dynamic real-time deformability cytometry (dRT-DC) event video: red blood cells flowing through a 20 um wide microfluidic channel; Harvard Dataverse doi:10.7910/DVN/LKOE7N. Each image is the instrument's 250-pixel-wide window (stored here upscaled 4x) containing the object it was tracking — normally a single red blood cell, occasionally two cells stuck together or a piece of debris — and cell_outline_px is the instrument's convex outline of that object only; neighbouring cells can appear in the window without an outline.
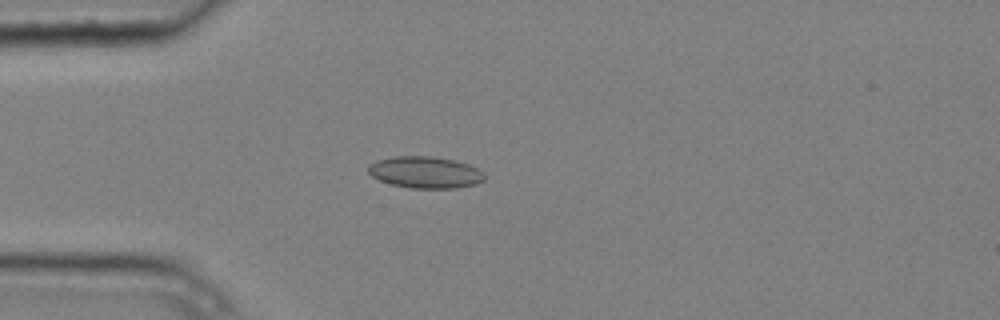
{"species": "common noctule bat (a hibernating species)", "species_latin": "Nyctalus noctula", "temperature_condition": "cold", "stored_images_in_passage": 4, "camera_frame_rate_fps": 3000, "um_per_image_px": 0.085, "animal": {"sex": "male", "body_mass_g": 20.4}, "frame": {"image": 1, "passage_image": 4, "time_ms": 1.0, "image_size_px": [1000, 320], "cell_outline_px": [[484, 180], [476, 184], [456, 188], [412, 188], [392, 184], [380, 180], [372, 176], [368, 172], [368, 164], [376, 160], [392, 156], [432, 156], [456, 160], [468, 164], [484, 172]], "centroid_in_image_um": [36.14, 14.63], "position_along_channel_um": 48.9, "area_um2": 21.56}}